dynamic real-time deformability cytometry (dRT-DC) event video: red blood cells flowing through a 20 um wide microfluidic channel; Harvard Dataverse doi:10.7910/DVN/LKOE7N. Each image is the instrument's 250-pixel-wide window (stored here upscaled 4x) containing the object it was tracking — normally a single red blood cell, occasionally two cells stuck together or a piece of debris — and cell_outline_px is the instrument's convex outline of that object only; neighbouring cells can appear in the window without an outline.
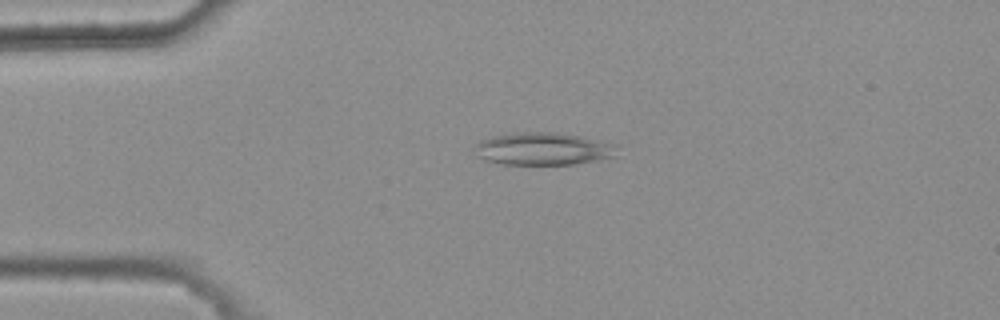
{"species": "common noctule bat (a hibernating species)", "species_latin": "Nyctalus noctula", "temperature_condition": "warm", "stored_images_in_passage": 5, "camera_frame_rate_fps": 3000, "um_per_image_px": 0.085, "animal": {"sex": "female", "body_mass_g": 25.1}, "frame": {"image": 1, "passage_image": 4, "time_ms": 1.0, "image_size_px": [1000, 320], "cell_outline_px": [[620, 144], [616, 156], [600, 160], [576, 164], [504, 164], [484, 160], [476, 156], [476, 144], [480, 140], [492, 136], [512, 132], [556, 132], [580, 136]], "centroid_in_image_um": [46.22, 12.64], "position_along_channel_um": 38.8, "area_um2": 27.46}}